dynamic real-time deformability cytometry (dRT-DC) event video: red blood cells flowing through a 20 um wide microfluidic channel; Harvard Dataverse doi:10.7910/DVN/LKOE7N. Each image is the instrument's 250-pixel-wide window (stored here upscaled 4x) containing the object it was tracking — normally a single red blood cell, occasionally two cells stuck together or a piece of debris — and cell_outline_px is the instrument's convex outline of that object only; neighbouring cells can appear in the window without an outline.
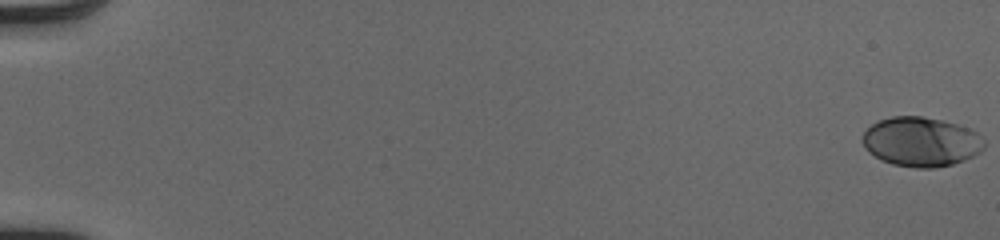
{"species": "human", "species_latin": "Homo sapiens", "temperature_condition": "cold", "stored_images_in_passage": 53, "camera_frame_rate_fps": 3000, "um_per_image_px": 0.085, "donor": {"sex": "male"}, "frame": {"image": 1, "passage_image": 1, "time_ms": 0.0, "image_size_px": [1000, 240], "cell_outline_px": [[984, 148], [980, 152], [964, 160], [952, 164], [932, 168], [916, 168], [892, 164], [880, 160], [868, 152], [864, 148], [860, 140], [864, 132], [872, 124], [880, 120], [892, 116], [924, 116], [956, 124], [968, 128], [976, 132], [984, 140]], "centroid_in_image_um": [78.25, 12.05], "position_along_channel_um": 6.7, "area_um2": 35.2}}
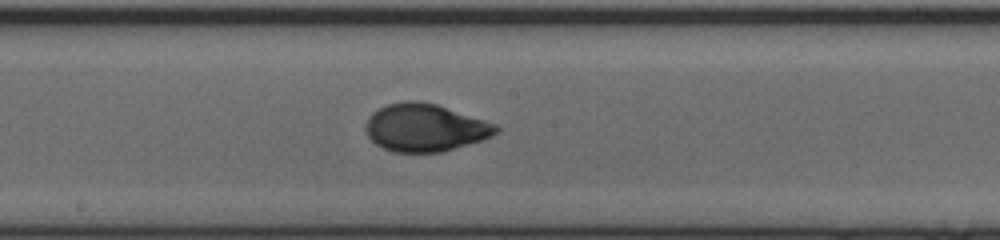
{"frame": {"image": 2, "passage_image": 31, "time_ms": 10.0, "image_size_px": [1000, 240], "cell_outline_px": [[500, 128], [492, 136], [480, 140], [440, 152], [392, 152], [376, 144], [368, 136], [364, 128], [364, 124], [368, 116], [372, 112], [388, 104], [404, 100], [416, 100], [436, 104], [496, 124]], "centroid_in_image_um": [36.07, 10.84], "position_along_channel_um": 212.1, "area_um2": 36.01}}
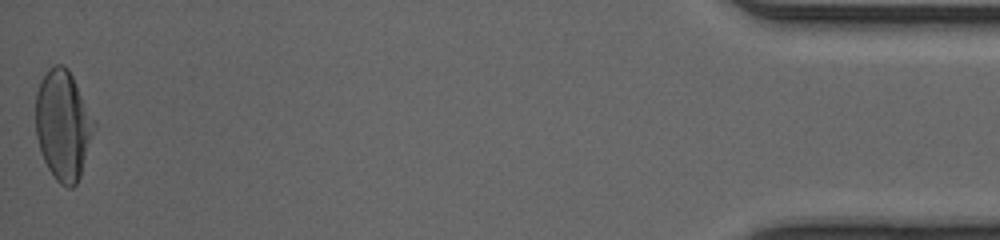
{"frame": {"image": 3, "passage_image": 53, "time_ms": 17.333, "image_size_px": [1000, 240], "cell_outline_px": [[96, 124], [80, 176], [76, 184], [72, 188], [68, 188], [60, 184], [56, 180], [48, 168], [40, 152], [36, 136], [36, 92], [40, 80], [48, 68], [56, 64], [64, 64], [68, 68], [96, 120]], "centroid_in_image_um": [5.36, 10.61], "position_along_channel_um": 429.8, "area_um2": 37.63}, "authors_computed_cell_mechanics": {"area_um2": 35.2002, "velocity_mm_per_s": 4.1147, "shape_relaxation_time_tau1_ms": 4.055, "shape_relaxation_time_tau2_ms": null, "deformation_change_tau1": 0.1725, "deformation_change_tau2": null}}